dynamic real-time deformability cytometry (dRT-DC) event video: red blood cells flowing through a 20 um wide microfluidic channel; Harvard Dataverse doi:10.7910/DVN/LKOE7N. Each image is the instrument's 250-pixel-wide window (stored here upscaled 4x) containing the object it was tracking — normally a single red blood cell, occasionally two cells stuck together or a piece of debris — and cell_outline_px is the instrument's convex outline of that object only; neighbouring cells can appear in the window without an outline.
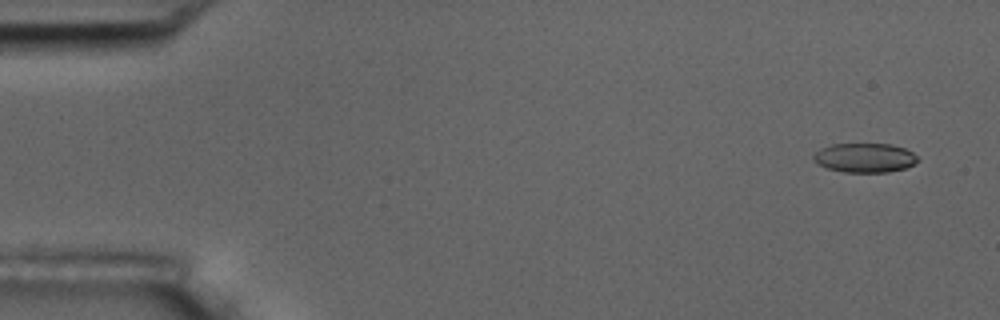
{"species": "common noctule bat (a hibernating species)", "species_latin": "Nyctalus noctula", "temperature_condition": "room temperature", "stored_images_in_passage": 5, "camera_frame_rate_fps": 3000, "um_per_image_px": 0.085, "animal": {"sex": "male", "body_mass_g": 17.5, "forearm_length_mm": 52.3}, "frame": {"image": 1, "passage_image": 1, "time_ms": 0.0, "image_size_px": [1000, 320], "cell_outline_px": [[920, 160], [904, 168], [888, 172], [844, 172], [828, 168], [820, 164], [812, 156], [820, 148], [832, 144], [892, 144], [904, 148], [912, 152]], "centroid_in_image_um": [73.52, 13.4], "position_along_channel_um": 11.5, "area_um2": 17.57}}
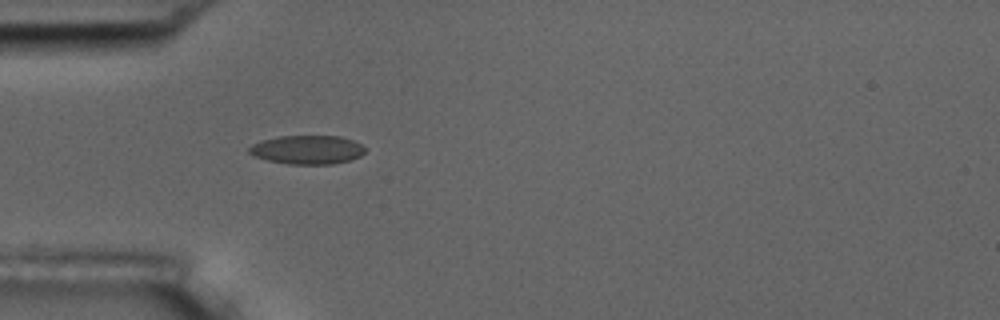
{"frame": {"image": 2, "passage_image": 5, "time_ms": 1.333, "image_size_px": [1000, 320], "cell_outline_px": [[364, 152], [360, 156], [348, 160], [332, 164], [288, 164], [268, 160], [256, 156], [248, 152], [248, 148], [252, 144], [260, 140], [280, 136], [340, 136], [352, 140], [360, 144], [364, 148]], "centroid_in_image_um": [26.09, 12.72], "position_along_channel_um": 58.9, "area_um2": 19.31}}